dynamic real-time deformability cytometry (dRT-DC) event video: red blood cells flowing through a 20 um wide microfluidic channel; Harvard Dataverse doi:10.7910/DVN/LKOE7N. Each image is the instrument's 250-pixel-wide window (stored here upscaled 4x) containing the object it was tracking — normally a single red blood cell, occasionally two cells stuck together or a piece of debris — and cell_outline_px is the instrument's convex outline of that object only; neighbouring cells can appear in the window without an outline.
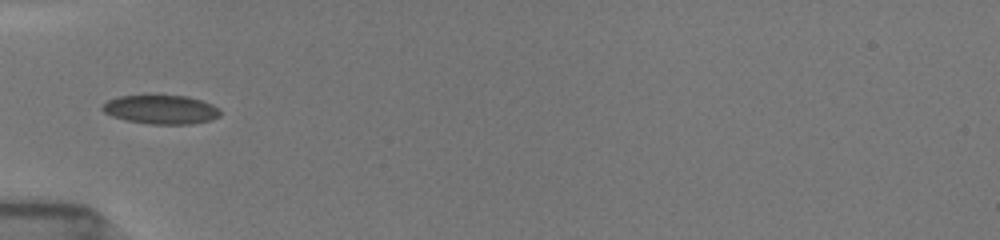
{"species": "common noctule bat (a hibernating species)", "species_latin": "Nyctalus noctula", "temperature_condition": "room temperature", "stored_images_in_passage": 61, "camera_frame_rate_fps": 3000, "um_per_image_px": 0.085, "animal": {"sex": "female", "body_mass_g": 19.5, "forearm_length_mm": 54.1}, "frame": {"image": 1, "passage_image": 1, "time_ms": 0.0, "image_size_px": [1000, 240], "cell_outline_px": [[220, 116], [208, 120], [192, 124], [148, 124], [124, 120], [112, 116], [104, 112], [100, 108], [108, 100], [120, 96], [188, 96], [212, 104], [220, 112]], "centroid_in_image_um": [13.65, 9.32], "position_along_channel_um": 71.3, "area_um2": 19.65}}
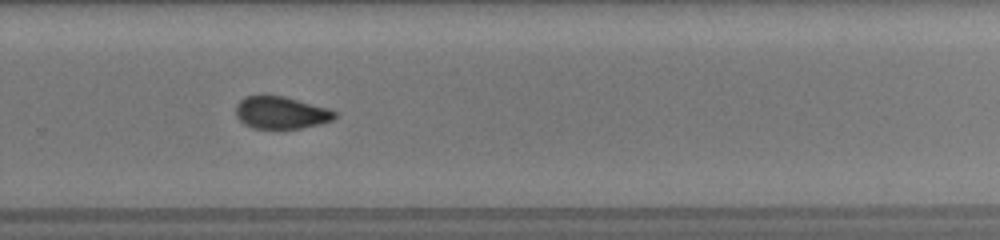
{"frame": {"image": 2, "passage_image": 28, "time_ms": 6.0, "image_size_px": [1000, 240], "cell_outline_px": [[336, 116], [332, 120], [320, 124], [300, 128], [252, 128], [244, 124], [236, 116], [236, 104], [244, 96], [264, 92], [284, 96], [328, 108], [336, 112]], "centroid_in_image_um": [23.83, 9.53], "position_along_channel_um": 306.0, "area_um2": 19.07}}
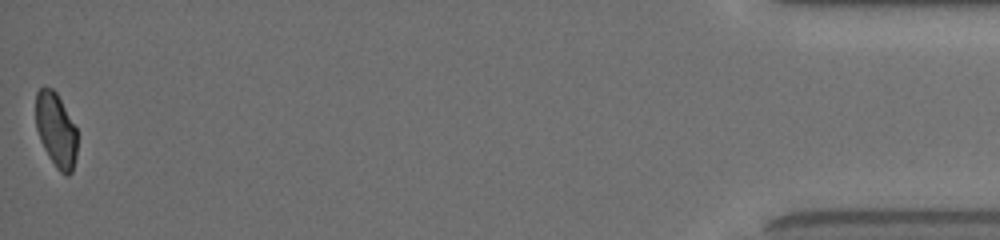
{"frame": {"image": 3, "passage_image": 59, "time_ms": 11.333, "image_size_px": [1000, 240], "cell_outline_px": [[76, 156], [72, 172], [68, 176], [64, 176], [56, 168], [48, 156], [40, 140], [36, 128], [36, 92], [44, 84], [52, 88], [56, 92], [76, 128]], "centroid_in_image_um": [4.74, 11.05], "position_along_channel_um": 430.5, "area_um2": 18.03}, "authors_computed_cell_mechanics": {"area_um2": 19.3052, "velocity_mm_per_s": 3.9254, "shape_relaxation_time_tau1_ms": 4.0615, "shape_relaxation_time_tau2_ms": 2.3217, "deformation_change_tau1": 0.1088, "deformation_change_tau2": 0.0647}}